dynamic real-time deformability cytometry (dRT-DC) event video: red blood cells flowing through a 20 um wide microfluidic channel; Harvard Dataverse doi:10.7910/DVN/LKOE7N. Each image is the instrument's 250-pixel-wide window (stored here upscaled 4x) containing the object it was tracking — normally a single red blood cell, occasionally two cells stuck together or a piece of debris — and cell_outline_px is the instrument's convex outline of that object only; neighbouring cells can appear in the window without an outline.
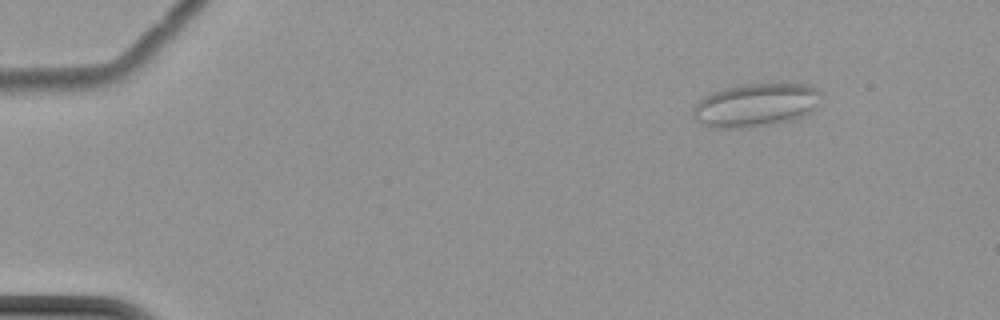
{"species": "common noctule bat (a hibernating species)", "species_latin": "Nyctalus noctula", "temperature_condition": "cold", "stored_images_in_passage": 4, "camera_frame_rate_fps": 3000, "um_per_image_px": 0.085, "animal": {"sex": "female", "body_mass_g": 22.7, "forearm_length_mm": 54.2}, "frame": {"image": 1, "passage_image": 1, "time_ms": 0.0, "image_size_px": [1000, 320], "cell_outline_px": [[824, 92], [812, 112], [804, 116], [792, 120], [768, 124], [740, 128], [716, 128], [700, 124], [692, 116], [692, 108], [704, 96], [712, 92], [724, 88], [744, 84], [808, 84]], "centroid_in_image_um": [64.24, 8.93], "position_along_channel_um": 20.8, "area_um2": 32.48}}